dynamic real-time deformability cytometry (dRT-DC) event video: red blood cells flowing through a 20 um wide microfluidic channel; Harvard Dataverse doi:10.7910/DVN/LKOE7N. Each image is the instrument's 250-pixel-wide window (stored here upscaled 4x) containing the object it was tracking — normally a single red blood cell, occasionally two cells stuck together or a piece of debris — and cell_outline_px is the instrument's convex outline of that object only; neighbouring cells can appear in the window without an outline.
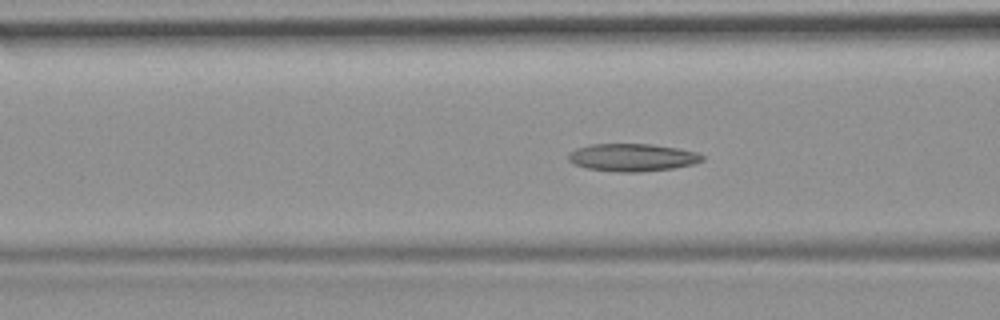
{"species": "common noctule bat (a hibernating species)", "species_latin": "Nyctalus noctula", "temperature_condition": "room temperature", "stored_images_in_passage": 55, "camera_frame_rate_fps": 3000, "um_per_image_px": 0.085, "animal": {"sex": "female", "body_mass_g": 19.9}, "frame": {"image": 1, "passage_image": 21, "time_ms": 6.667, "image_size_px": [1000, 320], "cell_outline_px": [[704, 160], [692, 164], [672, 168], [640, 172], [616, 172], [588, 168], [572, 164], [568, 160], [568, 156], [576, 148], [592, 144], [652, 144], [700, 152], [704, 156]], "centroid_in_image_um": [53.76, 13.38], "position_along_channel_um": 112.8, "area_um2": 21.56}}
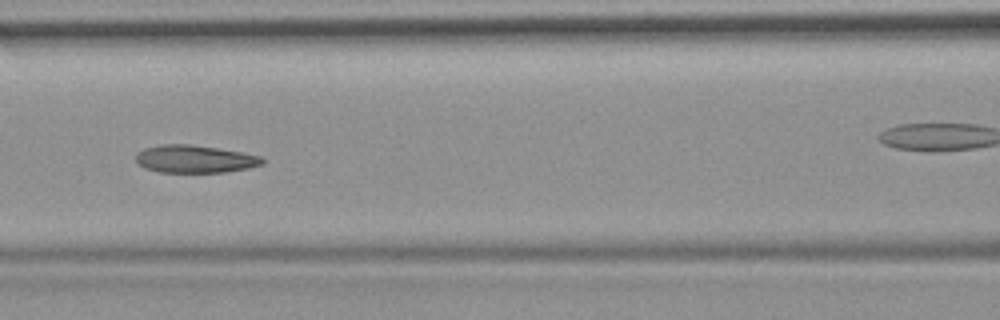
{"frame": {"image": 2, "passage_image": 24, "time_ms": 7.667, "image_size_px": [1000, 320], "cell_outline_px": [[264, 164], [248, 168], [224, 172], [160, 172], [144, 168], [136, 160], [136, 152], [144, 148], [160, 144], [188, 144], [216, 148], [240, 152], [260, 156], [264, 160]], "centroid_in_image_um": [16.53, 13.51], "position_along_channel_um": 150.1, "area_um2": 20.29}}
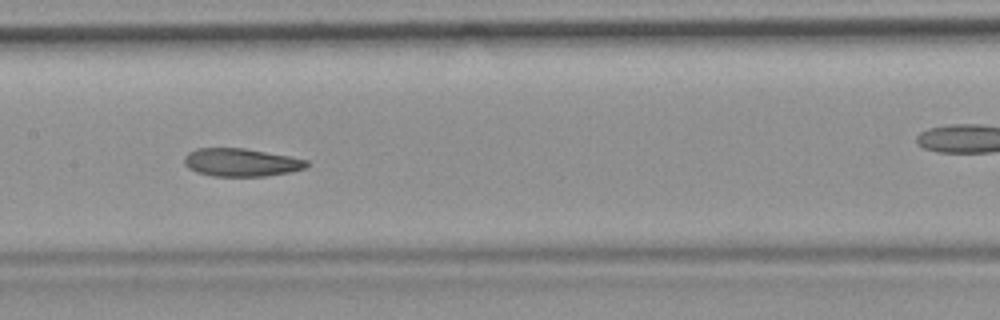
{"frame": {"image": 3, "passage_image": 27, "time_ms": 8.667, "image_size_px": [1000, 320], "cell_outline_px": [[308, 164], [304, 168], [292, 172], [264, 176], [212, 176], [196, 172], [188, 168], [184, 164], [184, 156], [188, 152], [196, 148], [244, 148], [288, 156], [308, 160]], "centroid_in_image_um": [20.46, 13.8], "position_along_channel_um": 186.9, "area_um2": 20.0}, "authors_computed_cell_mechanics": {"area_um2": 21.5594, "velocity_mm_per_s": 3.7102, "shape_relaxation_time_tau1_ms": null, "shape_relaxation_time_tau2_ms": 2.493, "deformation_change_tau1": null, "deformation_change_tau2": 0.0814}}